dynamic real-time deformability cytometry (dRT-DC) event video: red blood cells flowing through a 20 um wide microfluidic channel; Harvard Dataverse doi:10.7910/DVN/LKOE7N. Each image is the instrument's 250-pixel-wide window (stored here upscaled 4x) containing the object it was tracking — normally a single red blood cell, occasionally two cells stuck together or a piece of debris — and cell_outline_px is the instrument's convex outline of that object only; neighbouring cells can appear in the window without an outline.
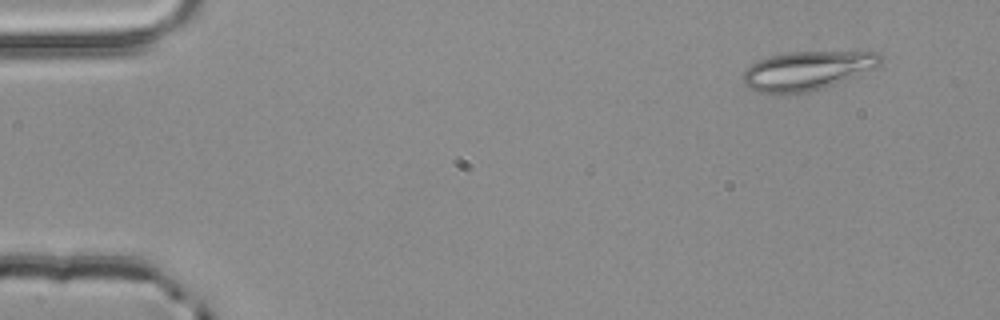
{"species": "common noctule bat (a hibernating species)", "species_latin": "Nyctalus noctula", "temperature_condition": "room temperature", "stored_images_in_passage": 3, "camera_frame_rate_fps": 3000, "um_per_image_px": 0.085, "animal": {"sex": "male", "body_mass_g": 20.4}, "frame": {"image": 1, "passage_image": 1, "time_ms": 0.0, "image_size_px": [1000, 320], "cell_outline_px": [[884, 56], [880, 64], [876, 68], [832, 84], [808, 92], [788, 96], [780, 96], [760, 92], [744, 84], [740, 80], [740, 76], [752, 64], [768, 56], [788, 52], [872, 48], [880, 52]], "centroid_in_image_um": [68.7, 5.95], "position_along_channel_um": 16.3, "area_um2": 32.71}}